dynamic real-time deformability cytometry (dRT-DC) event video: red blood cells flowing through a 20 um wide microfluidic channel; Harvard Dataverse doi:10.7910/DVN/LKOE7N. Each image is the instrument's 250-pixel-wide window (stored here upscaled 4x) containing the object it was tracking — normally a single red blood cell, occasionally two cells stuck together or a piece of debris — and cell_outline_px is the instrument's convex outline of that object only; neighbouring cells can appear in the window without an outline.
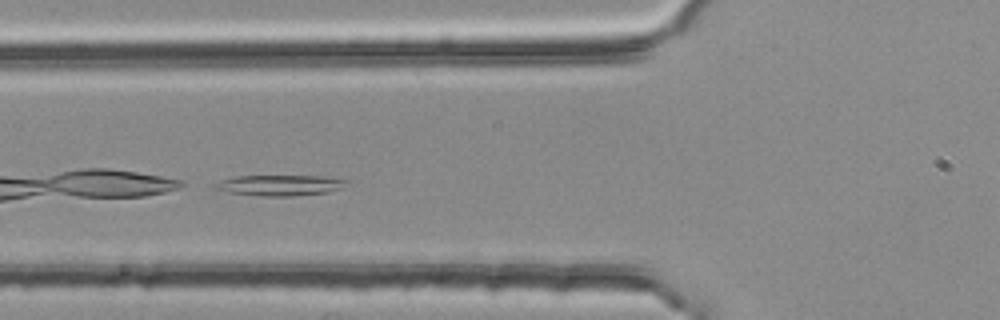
{"species": "common noctule bat (a hibernating species)", "species_latin": "Nyctalus noctula", "temperature_condition": "room temperature", "stored_images_in_passage": 32, "camera_frame_rate_fps": 3000, "um_per_image_px": 0.085, "animal": {"sex": "female", "body_mass_g": 25.1}, "frame": {"image": 1, "passage_image": 3, "time_ms": 0.667, "image_size_px": [1000, 320], "cell_outline_px": [[348, 180], [344, 188], [328, 192], [292, 196], [260, 196], [228, 192], [212, 188], [212, 184], [220, 180], [236, 176], [324, 176]], "centroid_in_image_um": [23.77, 15.75], "position_along_channel_um": 102.0, "area_um2": 16.01}}
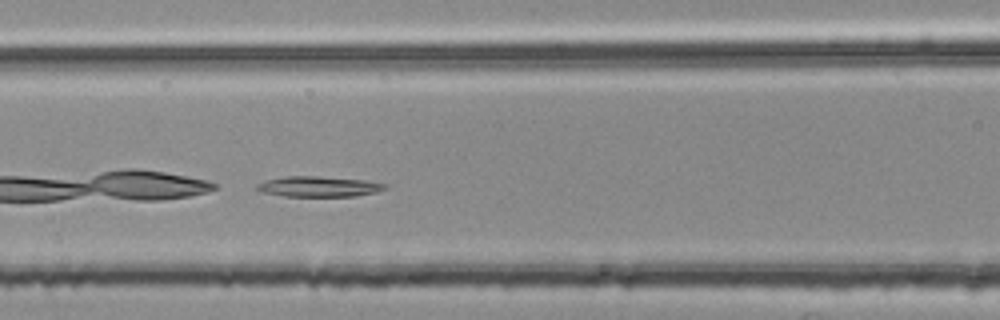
{"frame": {"image": 2, "passage_image": 6, "time_ms": 1.667, "image_size_px": [1000, 320], "cell_outline_px": [[388, 188], [376, 192], [356, 196], [284, 196], [264, 192], [256, 188], [256, 184], [264, 180], [284, 176], [316, 176], [364, 180], [388, 184]], "centroid_in_image_um": [27.1, 15.85], "position_along_channel_um": 139.5, "area_um2": 15.26}}
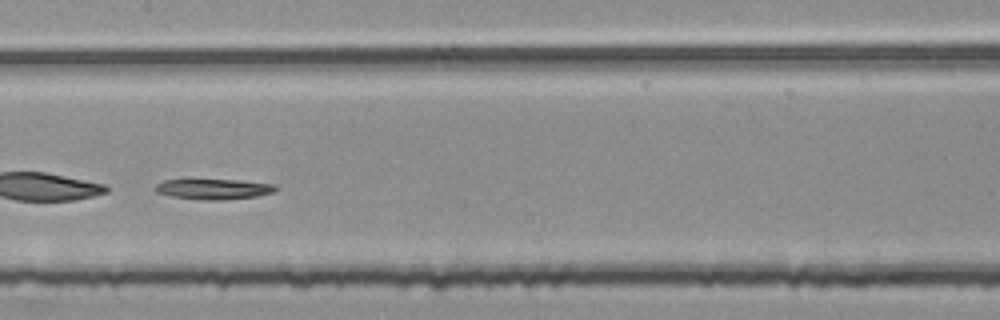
{"frame": {"image": 3, "passage_image": 10, "time_ms": 3.0, "image_size_px": [1000, 320], "cell_outline_px": [[280, 188], [276, 192], [256, 196], [224, 200], [204, 200], [172, 196], [156, 192], [152, 188], [156, 184], [164, 180], [188, 176], [240, 180], [276, 184]], "centroid_in_image_um": [18.12, 16.01], "position_along_channel_um": 189.3, "area_um2": 15.55}}